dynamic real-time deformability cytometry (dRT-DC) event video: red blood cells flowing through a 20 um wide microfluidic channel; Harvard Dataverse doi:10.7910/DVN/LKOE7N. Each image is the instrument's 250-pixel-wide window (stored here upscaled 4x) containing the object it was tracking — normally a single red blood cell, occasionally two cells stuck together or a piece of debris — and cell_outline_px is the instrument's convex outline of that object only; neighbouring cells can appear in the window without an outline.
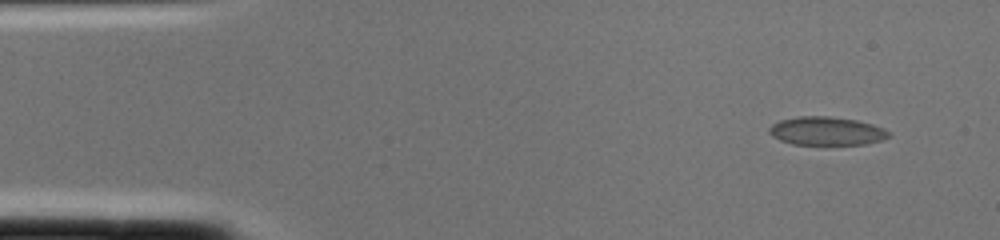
{"species": "common noctule bat (a hibernating species)", "species_latin": "Nyctalus noctula", "temperature_condition": "cold", "stored_images_in_passage": 2, "camera_frame_rate_fps": 3000, "um_per_image_px": 0.085, "animal": {"sex": "female", "body_mass_g": 22.0, "forearm_length_mm": 56.7}, "frame": {"image": 1, "passage_image": 1, "time_ms": 0.0, "image_size_px": [1000, 240], "cell_outline_px": [[892, 136], [880, 140], [864, 144], [792, 144], [780, 140], [772, 136], [768, 132], [768, 128], [772, 124], [780, 120], [796, 116], [828, 116], [856, 120], [872, 124], [884, 128]], "centroid_in_image_um": [70.22, 11.13], "position_along_channel_um": 14.8, "area_um2": 19.77}}
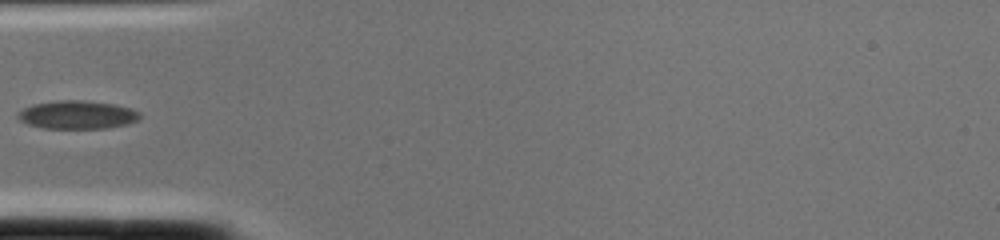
{"frame": {"image": 2, "passage_image": 2, "time_ms": 0.333, "image_size_px": [1000, 240], "cell_outline_px": [[140, 120], [128, 124], [108, 128], [44, 128], [28, 124], [20, 120], [16, 116], [16, 112], [32, 104], [56, 100], [84, 100], [112, 104], [132, 108], [140, 112]], "centroid_in_image_um": [6.57, 9.75], "position_along_channel_um": 78.4, "area_um2": 20.29}}